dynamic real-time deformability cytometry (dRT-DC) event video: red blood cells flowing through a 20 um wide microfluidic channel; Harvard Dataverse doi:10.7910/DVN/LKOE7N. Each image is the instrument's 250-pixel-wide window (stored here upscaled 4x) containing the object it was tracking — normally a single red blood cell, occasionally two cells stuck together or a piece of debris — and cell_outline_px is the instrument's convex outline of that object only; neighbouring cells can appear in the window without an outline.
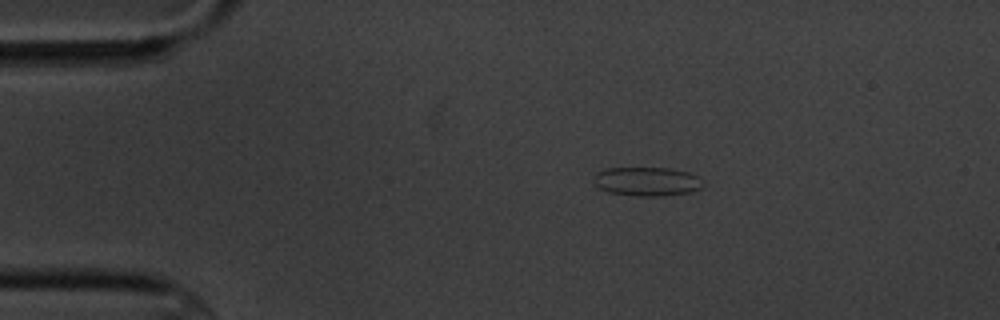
{"species": "common noctule bat (a hibernating species)", "species_latin": "Nyctalus noctula", "temperature_condition": "cold", "stored_images_in_passage": 5, "camera_frame_rate_fps": 3000, "um_per_image_px": 0.085, "animal": {"sex": "male", "body_mass_g": 20.1, "forearm_length_mm": 53.5}, "frame": {"image": 1, "passage_image": 2, "time_ms": 1.0, "image_size_px": [1000, 320], "cell_outline_px": [[704, 184], [700, 188], [692, 192], [664, 196], [636, 196], [608, 192], [600, 188], [596, 184], [596, 172], [608, 168], [668, 168], [688, 172], [700, 176], [704, 180]], "centroid_in_image_um": [55.07, 15.43], "position_along_channel_um": 29.9, "area_um2": 18.5}}
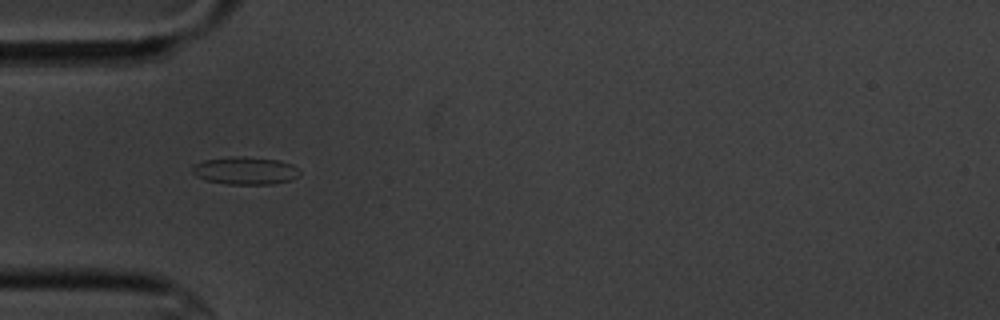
{"frame": {"image": 2, "passage_image": 4, "time_ms": 3.333, "image_size_px": [1000, 320], "cell_outline_px": [[300, 172], [296, 176], [288, 180], [272, 184], [228, 184], [204, 180], [196, 176], [192, 172], [192, 168], [196, 164], [204, 160], [232, 156], [244, 156], [280, 160], [292, 164]], "centroid_in_image_um": [20.81, 14.49], "position_along_channel_um": 64.2, "area_um2": 17.22}}
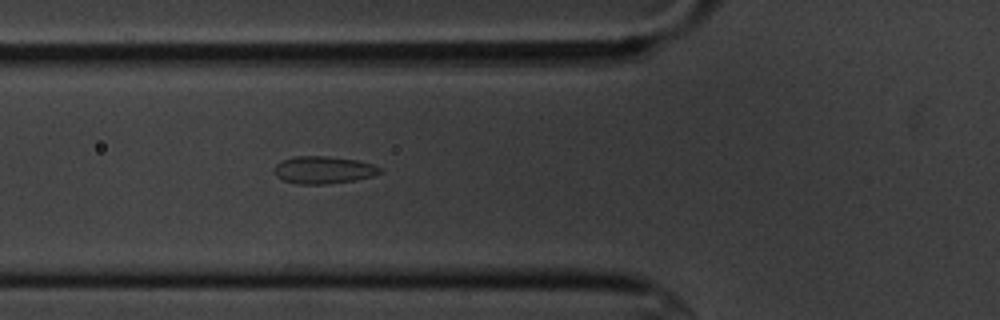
{"frame": {"image": 3, "passage_image": 5, "time_ms": 4.333, "image_size_px": [1000, 320], "cell_outline_px": [[384, 172], [372, 176], [356, 180], [328, 184], [300, 184], [284, 180], [276, 176], [272, 172], [276, 164], [280, 160], [296, 156], [324, 156], [356, 160], [372, 164], [380, 168]], "centroid_in_image_um": [27.47, 14.45], "position_along_channel_um": 98.3, "area_um2": 16.94}}